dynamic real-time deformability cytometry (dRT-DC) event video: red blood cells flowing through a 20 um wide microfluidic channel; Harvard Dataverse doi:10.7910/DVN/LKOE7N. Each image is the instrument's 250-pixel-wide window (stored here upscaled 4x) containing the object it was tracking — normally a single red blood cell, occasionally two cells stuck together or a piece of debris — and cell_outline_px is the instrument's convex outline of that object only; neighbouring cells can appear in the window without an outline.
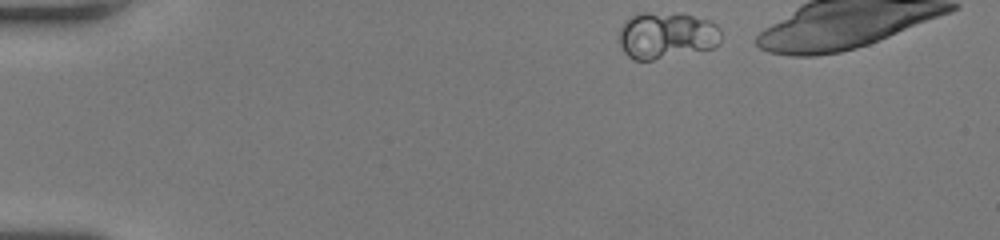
{"species": "human", "species_latin": "Homo sapiens", "temperature_condition": "room temperature", "stored_images_in_passage": 39, "camera_frame_rate_fps": 3000, "um_per_image_px": 0.085, "donor": {"sex": "female"}, "frame": {"image": 1, "passage_image": 1, "time_ms": 0.0, "image_size_px": [1000, 240], "cell_outline_px": [[720, 44], [712, 48], [652, 60], [636, 60], [628, 56], [624, 52], [620, 44], [620, 28], [632, 16], [644, 12], [680, 12], [708, 20], [716, 24], [720, 28]], "centroid_in_image_um": [56.68, 2.99], "position_along_channel_um": 28.3, "area_um2": 27.8}}
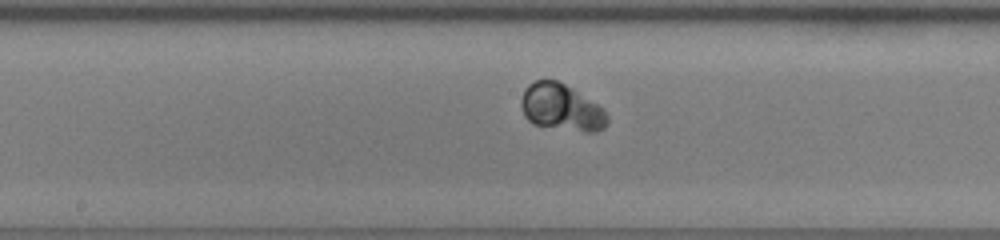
{"frame": {"image": 2, "passage_image": 21, "time_ms": 6.667, "image_size_px": [1000, 240], "cell_outline_px": [[608, 120], [604, 128], [596, 132], [588, 132], [532, 124], [524, 116], [520, 104], [520, 100], [528, 84], [536, 80], [556, 80], [564, 84], [596, 104], [608, 116]], "centroid_in_image_um": [47.67, 9.14], "position_along_channel_um": 200.5, "area_um2": 23.0}}
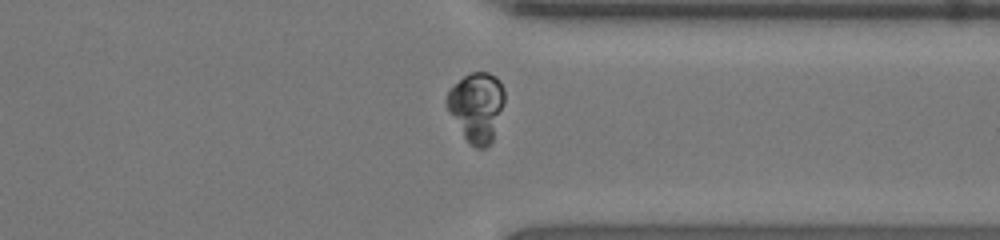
{"frame": {"image": 3, "passage_image": 34, "time_ms": 11.0, "image_size_px": [1000, 240], "cell_outline_px": [[504, 104], [492, 140], [484, 148], [476, 148], [464, 136], [448, 112], [444, 100], [448, 88], [464, 76], [472, 72], [488, 72], [504, 88]], "centroid_in_image_um": [40.47, 9.06], "position_along_channel_um": 370.9, "area_um2": 23.12}}